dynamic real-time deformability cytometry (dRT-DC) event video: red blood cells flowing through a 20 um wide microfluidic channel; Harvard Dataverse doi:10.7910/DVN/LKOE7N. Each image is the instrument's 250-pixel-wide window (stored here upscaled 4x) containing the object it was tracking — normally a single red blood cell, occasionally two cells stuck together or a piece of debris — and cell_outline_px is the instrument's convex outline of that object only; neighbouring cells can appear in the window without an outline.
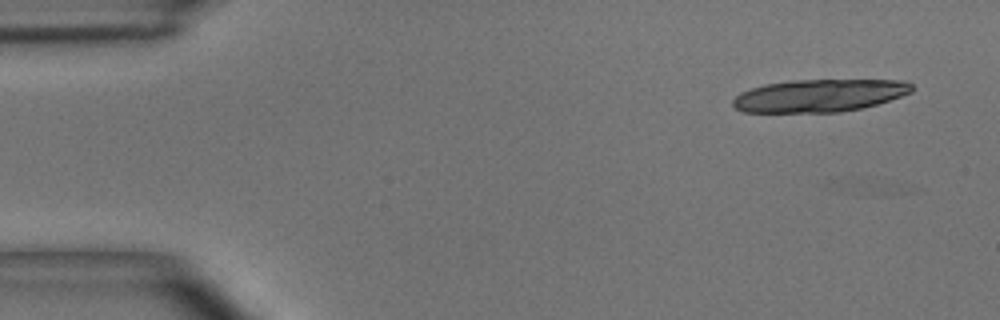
{"species": "common noctule bat (a hibernating species)", "species_latin": "Nyctalus noctula", "temperature_condition": "room temperature", "stored_images_in_passage": 14, "camera_frame_rate_fps": 3000, "um_per_image_px": 0.085, "animal": {"sex": "male", "body_mass_g": 15.6}, "frame": {"image": 1, "passage_image": 3, "time_ms": 0.667, "image_size_px": [1000, 320], "cell_outline_px": [[916, 88], [912, 92], [876, 104], [860, 108], [840, 112], [744, 112], [736, 108], [732, 104], [732, 100], [740, 92], [764, 84], [792, 80], [900, 80], [912, 84]], "centroid_in_image_um": [69.64, 8.12], "position_along_channel_um": 15.4, "area_um2": 33.93}}